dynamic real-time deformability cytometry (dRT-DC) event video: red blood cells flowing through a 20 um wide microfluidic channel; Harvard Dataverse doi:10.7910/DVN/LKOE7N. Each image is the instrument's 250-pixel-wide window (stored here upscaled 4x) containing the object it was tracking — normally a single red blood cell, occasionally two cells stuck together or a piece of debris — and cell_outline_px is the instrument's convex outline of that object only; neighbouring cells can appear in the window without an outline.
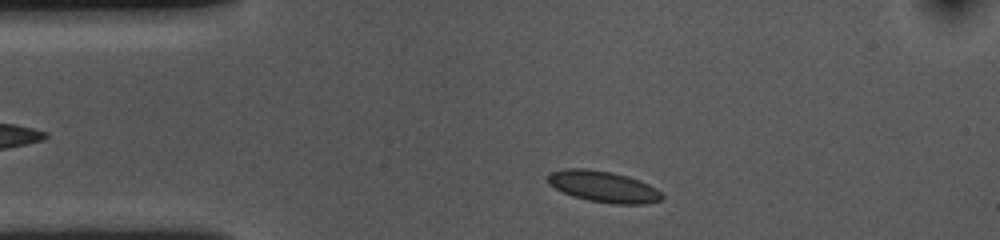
{"species": "common noctule bat (a hibernating species)", "species_latin": "Nyctalus noctula", "temperature_condition": "cold", "stored_images_in_passage": 37, "camera_frame_rate_fps": 3000, "um_per_image_px": 0.085, "animal": {"sex": "female", "body_mass_g": 10.0, "forearm_length_mm": 53.1}, "frame": {"image": 1, "passage_image": 3, "time_ms": 0.667, "image_size_px": [1000, 240], "cell_outline_px": [[664, 196], [660, 200], [648, 204], [612, 204], [588, 200], [572, 196], [548, 184], [548, 172], [568, 168], [588, 168], [612, 172], [628, 176], [648, 184], [656, 188]], "centroid_in_image_um": [51.28, 15.86], "position_along_channel_um": 33.7, "area_um2": 20.87}}
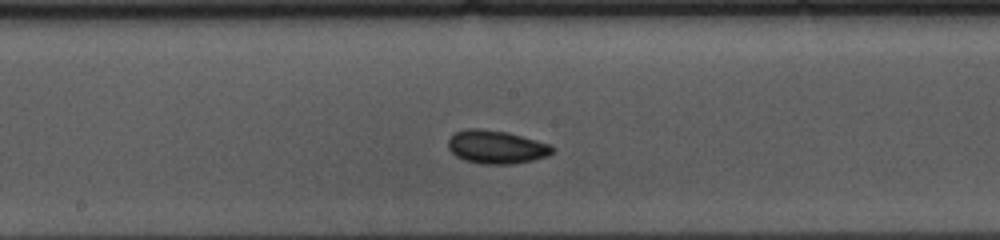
{"frame": {"image": 2, "passage_image": 20, "time_ms": 6.333, "image_size_px": [1000, 240], "cell_outline_px": [[556, 152], [548, 156], [532, 160], [512, 164], [484, 164], [464, 160], [456, 156], [448, 148], [448, 140], [456, 132], [468, 128], [476, 128], [504, 132], [552, 144], [556, 148]], "centroid_in_image_um": [42.23, 12.51], "position_along_channel_um": 206.0, "area_um2": 20.17}}
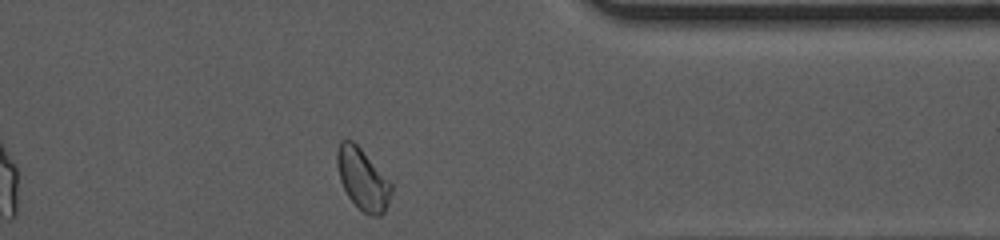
{"frame": {"image": 3, "passage_image": 36, "time_ms": 11.667, "image_size_px": [1000, 240], "cell_outline_px": [[392, 192], [388, 204], [384, 212], [380, 216], [368, 216], [348, 196], [340, 180], [336, 164], [336, 152], [340, 140], [352, 140], [360, 148], [392, 184]], "centroid_in_image_um": [30.81, 15.23], "position_along_channel_um": 380.6, "area_um2": 19.19}, "authors_computed_cell_mechanics": {"area_um2": 19.363, "velocity_mm_per_s": 3.5473, "shape_relaxation_time_tau1_ms": 2.916, "shape_relaxation_time_tau2_ms": 2.1611, "deformation_change_tau1": 0.0667, "deformation_change_tau2": 0.0442}}